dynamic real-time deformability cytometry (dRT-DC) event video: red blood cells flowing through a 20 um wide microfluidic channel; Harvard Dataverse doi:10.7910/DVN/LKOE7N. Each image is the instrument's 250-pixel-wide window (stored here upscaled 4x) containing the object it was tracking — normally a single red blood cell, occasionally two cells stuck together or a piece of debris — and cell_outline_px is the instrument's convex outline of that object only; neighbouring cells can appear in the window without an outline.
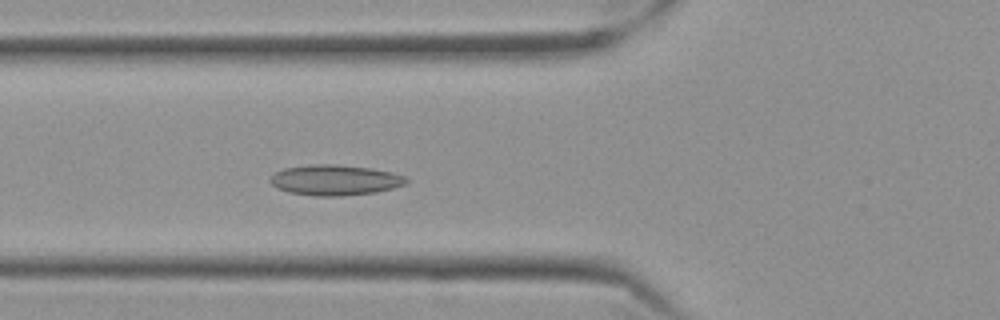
{"species": "Egyptian fruit bat (a non-hibernating species)", "species_latin": "Rousettus aegyptiacus", "temperature_condition": "cold", "stored_images_in_passage": 31, "camera_frame_rate_fps": 3000, "um_per_image_px": 0.085, "frame": {"image": 1, "passage_image": 5, "time_ms": 1.333, "image_size_px": [1000, 320], "cell_outline_px": [[408, 180], [404, 184], [392, 188], [376, 192], [344, 196], [316, 196], [288, 192], [276, 188], [268, 180], [276, 172], [284, 168], [312, 164], [336, 164], [372, 168], [392, 172], [404, 176]], "centroid_in_image_um": [28.45, 15.3], "position_along_channel_um": 97.3, "area_um2": 24.22}}
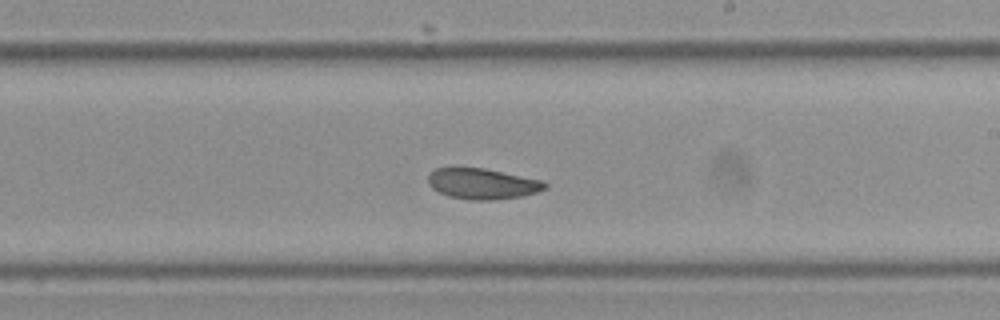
{"frame": {"image": 2, "passage_image": 18, "time_ms": 5.667, "image_size_px": [1000, 320], "cell_outline_px": [[548, 188], [536, 192], [520, 196], [492, 200], [468, 200], [448, 196], [432, 188], [428, 184], [428, 176], [436, 168], [484, 168], [544, 180], [548, 184]], "centroid_in_image_um": [41.03, 15.62], "position_along_channel_um": 248.0, "area_um2": 20.92}}
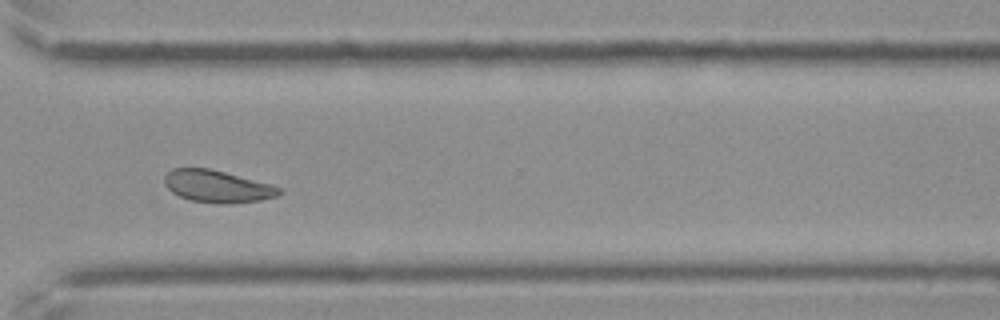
{"frame": {"image": 3, "passage_image": 27, "time_ms": 8.667, "image_size_px": [1000, 320], "cell_outline_px": [[284, 192], [276, 196], [260, 200], [228, 204], [220, 204], [188, 200], [172, 192], [164, 184], [164, 176], [172, 168], [208, 168], [272, 184], [280, 188]], "centroid_in_image_um": [18.46, 15.85], "position_along_channel_um": 352.1, "area_um2": 21.56}, "authors_computed_cell_mechanics": {"area_um2": 21.7906, "velocity_mm_per_s": 3.4644, "shape_relaxation_time_tau1_ms": null, "shape_relaxation_time_tau2_ms": 2.4339, "deformation_change_tau1": null, "deformation_change_tau2": 0.0762}}